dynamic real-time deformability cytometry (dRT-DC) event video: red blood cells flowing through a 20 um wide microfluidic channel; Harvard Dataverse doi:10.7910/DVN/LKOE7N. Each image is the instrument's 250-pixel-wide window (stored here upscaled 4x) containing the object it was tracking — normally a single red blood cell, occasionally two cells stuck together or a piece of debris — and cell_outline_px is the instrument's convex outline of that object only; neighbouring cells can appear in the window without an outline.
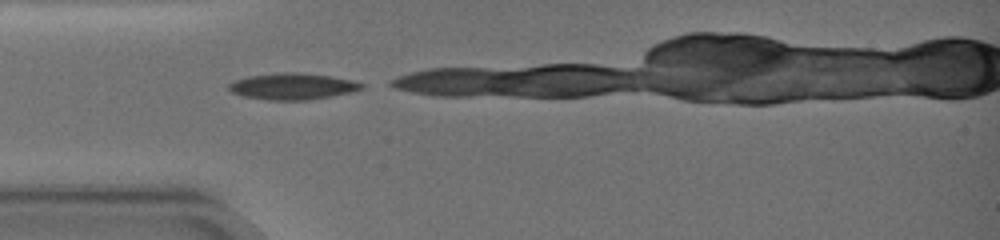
{"species": "common noctule bat (a hibernating species)", "species_latin": "Nyctalus noctula", "temperature_condition": "warm", "stored_images_in_passage": 5, "camera_frame_rate_fps": 3000, "um_per_image_px": 0.085, "animal": {"sex": "female", "body_mass_g": 19.0, "forearm_length_mm": 51.5}, "frame": {"image": 1, "passage_image": 1, "time_ms": 0.0, "image_size_px": [1000, 240], "cell_outline_px": [[364, 88], [352, 92], [308, 100], [268, 100], [244, 96], [232, 92], [228, 88], [228, 84], [236, 80], [248, 76], [276, 72], [300, 72], [332, 76], [352, 80], [364, 84]], "centroid_in_image_um": [24.88, 7.33], "position_along_channel_um": 60.1, "area_um2": 20.52}}